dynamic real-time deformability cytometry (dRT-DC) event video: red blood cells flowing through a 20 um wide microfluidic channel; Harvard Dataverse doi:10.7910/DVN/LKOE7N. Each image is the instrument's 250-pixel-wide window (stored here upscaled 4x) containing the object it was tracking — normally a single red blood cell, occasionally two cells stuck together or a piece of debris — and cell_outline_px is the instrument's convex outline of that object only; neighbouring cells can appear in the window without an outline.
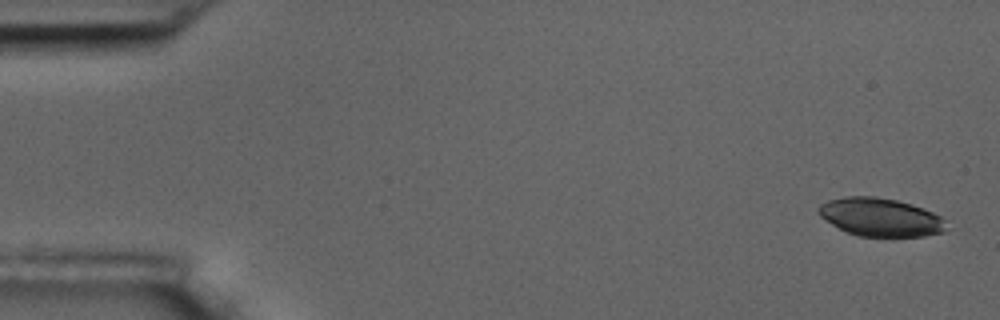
{"species": "common noctule bat (a hibernating species)", "species_latin": "Nyctalus noctula", "temperature_condition": "room temperature", "stored_images_in_passage": 5, "camera_frame_rate_fps": 3000, "um_per_image_px": 0.085, "animal": {"sex": "male", "body_mass_g": 17.5, "forearm_length_mm": 52.3}, "frame": {"image": 1, "passage_image": 1, "time_ms": 0.0, "image_size_px": [1000, 320], "cell_outline_px": [[944, 232], [924, 236], [856, 236], [844, 232], [824, 220], [820, 216], [816, 208], [820, 204], [828, 200], [844, 196], [876, 196], [896, 200], [912, 204], [924, 208], [940, 216], [944, 220]], "centroid_in_image_um": [74.77, 18.45], "position_along_channel_um": 10.2, "area_um2": 28.67}}
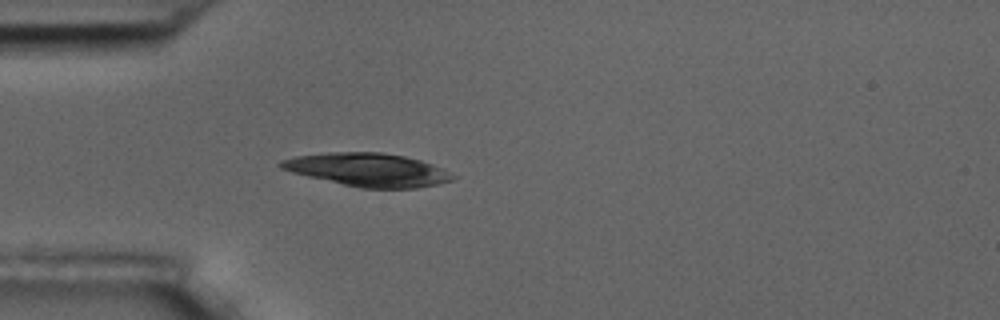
{"frame": {"image": 2, "passage_image": 5, "time_ms": 4.667, "image_size_px": [1000, 320], "cell_outline_px": [[460, 176], [452, 180], [436, 184], [416, 188], [360, 188], [308, 176], [292, 172], [280, 168], [276, 164], [280, 160], [296, 156], [328, 152], [380, 152], [404, 156], [420, 160], [444, 168]], "centroid_in_image_um": [31.3, 14.43], "position_along_channel_um": 53.7, "area_um2": 33.35}}